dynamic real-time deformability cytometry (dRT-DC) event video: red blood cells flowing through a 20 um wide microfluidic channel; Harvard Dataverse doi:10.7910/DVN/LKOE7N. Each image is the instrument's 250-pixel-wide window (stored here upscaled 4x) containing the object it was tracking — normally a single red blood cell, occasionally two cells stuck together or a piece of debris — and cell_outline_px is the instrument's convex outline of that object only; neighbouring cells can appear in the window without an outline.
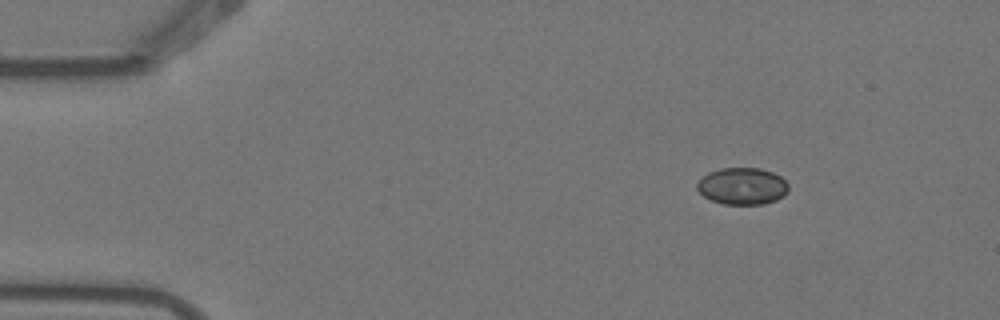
{"species": "Egyptian fruit bat (a non-hibernating species)", "species_latin": "Rousettus aegyptiacus", "temperature_condition": "warm", "stored_images_in_passage": 5, "camera_frame_rate_fps": 3000, "um_per_image_px": 0.085, "animal": {"sex": "female"}, "frame": {"image": 1, "passage_image": 5, "time_ms": 1.333, "image_size_px": [1000, 320], "cell_outline_px": [[788, 192], [784, 196], [776, 200], [764, 204], [724, 204], [712, 200], [704, 196], [696, 188], [696, 184], [708, 172], [720, 168], [760, 168], [772, 172], [780, 176], [788, 184]], "centroid_in_image_um": [63.11, 15.82], "position_along_channel_um": 21.9, "area_um2": 19.65}}